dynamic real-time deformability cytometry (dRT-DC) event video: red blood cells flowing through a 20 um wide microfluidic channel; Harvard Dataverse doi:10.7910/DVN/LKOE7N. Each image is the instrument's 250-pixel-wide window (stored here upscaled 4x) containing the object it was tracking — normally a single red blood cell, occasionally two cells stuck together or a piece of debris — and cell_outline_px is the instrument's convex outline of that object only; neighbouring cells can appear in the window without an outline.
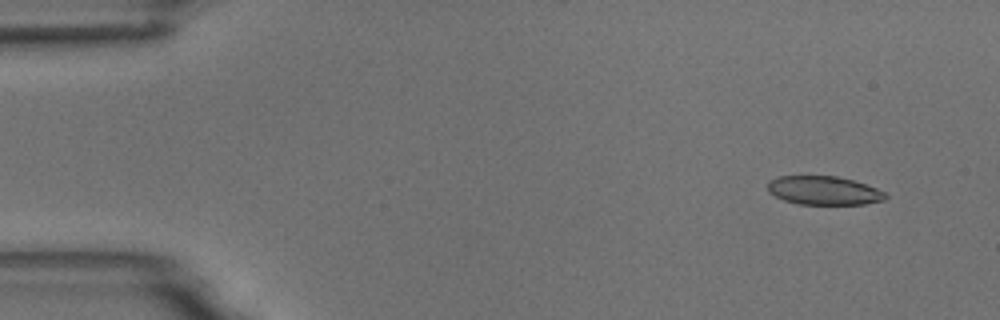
{"species": "common noctule bat (a hibernating species)", "species_latin": "Nyctalus noctula", "temperature_condition": "room temperature", "stored_images_in_passage": 5, "camera_frame_rate_fps": 3000, "um_per_image_px": 0.085, "animal": {"sex": "male", "body_mass_g": 18.8}, "frame": {"image": 1, "passage_image": 2, "time_ms": 1.0, "image_size_px": [1000, 320], "cell_outline_px": [[888, 196], [884, 200], [864, 204], [800, 204], [784, 200], [768, 192], [768, 180], [776, 176], [836, 176], [852, 180], [876, 188], [884, 192]], "centroid_in_image_um": [69.99, 16.19], "position_along_channel_um": 15.0, "area_um2": 19.59}}
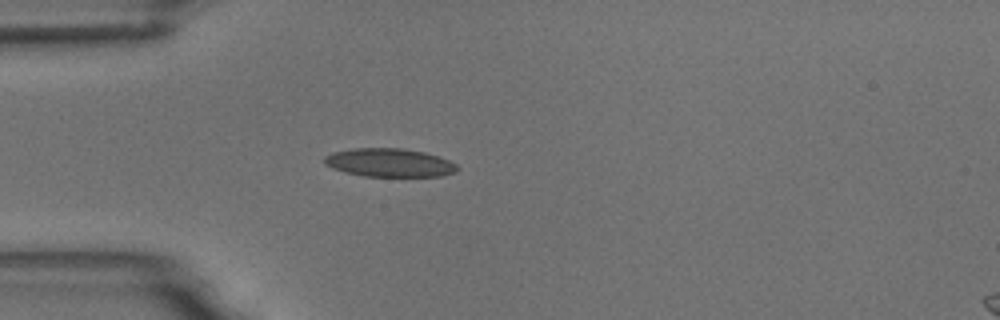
{"frame": {"image": 2, "passage_image": 5, "time_ms": 4.667, "image_size_px": [1000, 320], "cell_outline_px": [[460, 168], [456, 172], [440, 176], [364, 176], [344, 172], [332, 168], [324, 164], [324, 156], [332, 152], [352, 148], [404, 148], [424, 152], [440, 156], [456, 164]], "centroid_in_image_um": [33.1, 13.82], "position_along_channel_um": 51.9, "area_um2": 22.2}}